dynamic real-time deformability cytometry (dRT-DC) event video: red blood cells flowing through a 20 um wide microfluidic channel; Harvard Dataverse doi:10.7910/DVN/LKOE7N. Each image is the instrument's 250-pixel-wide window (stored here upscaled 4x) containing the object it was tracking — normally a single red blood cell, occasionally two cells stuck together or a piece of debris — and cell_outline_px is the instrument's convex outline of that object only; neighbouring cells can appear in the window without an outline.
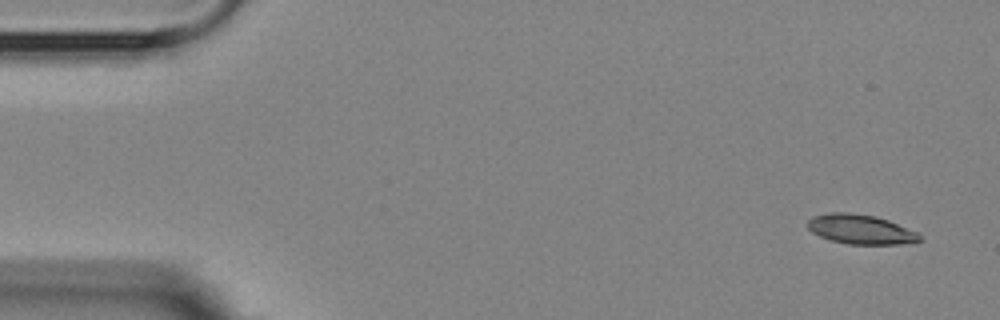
{"species": "Egyptian fruit bat (a non-hibernating species)", "species_latin": "Rousettus aegyptiacus", "temperature_condition": "room temperature", "stored_images_in_passage": 6, "camera_frame_rate_fps": 3000, "um_per_image_px": 0.085, "animal": {"sex": "female"}, "frame": {"image": 1, "passage_image": 1, "time_ms": 0.0, "image_size_px": [1000, 320], "cell_outline_px": [[920, 240], [916, 244], [848, 244], [828, 240], [812, 232], [808, 228], [808, 220], [812, 216], [828, 212], [848, 212], [876, 216], [888, 220], [920, 232]], "centroid_in_image_um": [73.19, 19.49], "position_along_channel_um": 11.8, "area_um2": 19.65}}